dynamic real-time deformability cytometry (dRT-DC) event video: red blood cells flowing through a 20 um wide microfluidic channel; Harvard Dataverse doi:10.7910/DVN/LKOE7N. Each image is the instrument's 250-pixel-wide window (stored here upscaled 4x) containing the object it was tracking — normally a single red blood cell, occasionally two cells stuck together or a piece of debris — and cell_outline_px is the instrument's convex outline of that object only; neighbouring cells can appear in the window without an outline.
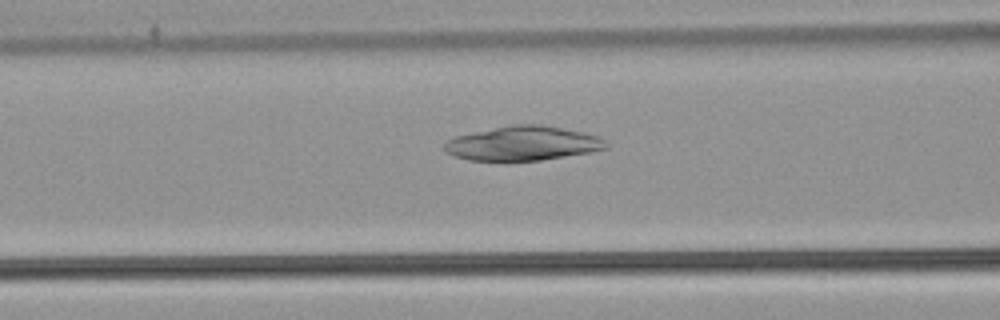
{"species": "common noctule bat (a hibernating species)", "species_latin": "Nyctalus noctula", "temperature_condition": "warm", "stored_images_in_passage": 44, "camera_frame_rate_fps": 3000, "um_per_image_px": 0.085, "animal": {"sex": "male", "body_mass_g": 21.5, "forearm_length_mm": 52.0}, "frame": {"image": 1, "passage_image": 22, "time_ms": 7.0, "image_size_px": [1000, 320], "cell_outline_px": [[608, 148], [588, 152], [540, 160], [468, 160], [452, 156], [444, 148], [444, 144], [448, 140], [456, 136], [512, 124], [540, 124], [584, 132], [600, 136], [608, 144]], "centroid_in_image_um": [44.46, 12.18], "position_along_channel_um": 122.1, "area_um2": 32.02}}
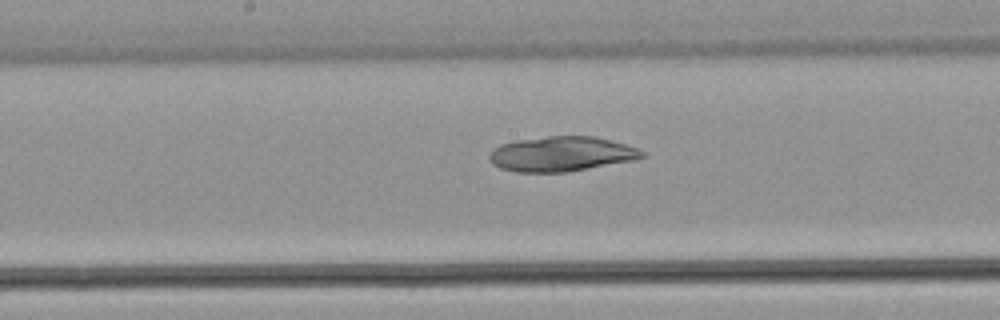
{"frame": {"image": 2, "passage_image": 28, "time_ms": 9.0, "image_size_px": [1000, 320], "cell_outline_px": [[644, 156], [632, 160], [568, 172], [516, 172], [500, 168], [492, 164], [488, 160], [488, 156], [492, 148], [500, 144], [516, 140], [548, 136], [592, 136], [624, 144], [636, 148], [644, 152]], "centroid_in_image_um": [47.63, 13.09], "position_along_channel_um": 200.6, "area_um2": 30.92}}
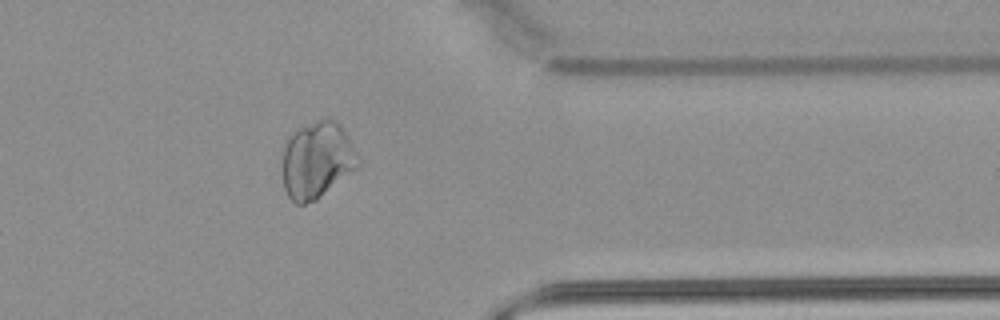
{"frame": {"image": 3, "passage_image": 43, "time_ms": 14.0, "image_size_px": [1000, 320], "cell_outline_px": [[360, 168], [316, 200], [304, 204], [296, 204], [288, 196], [284, 188], [280, 168], [280, 164], [284, 148], [288, 136], [300, 128], [316, 120], [328, 116], [348, 136], [360, 156]], "centroid_in_image_um": [26.94, 13.64], "position_along_channel_um": 384.5, "area_um2": 34.56}}